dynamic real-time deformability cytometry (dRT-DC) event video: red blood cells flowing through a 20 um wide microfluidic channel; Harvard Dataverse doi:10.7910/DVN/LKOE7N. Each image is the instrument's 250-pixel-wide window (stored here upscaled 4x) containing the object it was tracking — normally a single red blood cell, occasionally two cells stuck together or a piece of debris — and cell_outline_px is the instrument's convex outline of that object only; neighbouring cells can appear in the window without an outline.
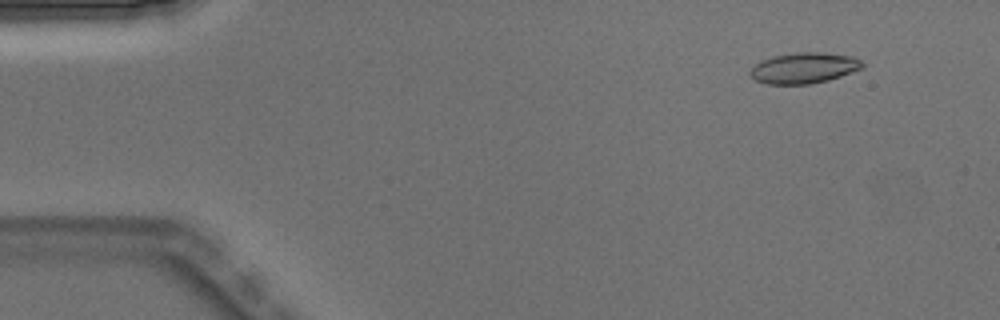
{"species": "Egyptian fruit bat (a non-hibernating species)", "species_latin": "Rousettus aegyptiacus", "temperature_condition": "warm", "stored_images_in_passage": 5, "camera_frame_rate_fps": 3000, "um_per_image_px": 0.085, "animal": {"sex": "male"}, "frame": {"image": 1, "passage_image": 2, "time_ms": 0.333, "image_size_px": [1000, 320], "cell_outline_px": [[864, 68], [828, 80], [812, 84], [768, 84], [756, 80], [748, 72], [760, 60], [772, 56], [796, 52], [820, 52], [852, 56], [860, 60], [864, 64]], "centroid_in_image_um": [68.34, 5.77], "position_along_channel_um": 16.7, "area_um2": 20.17}}
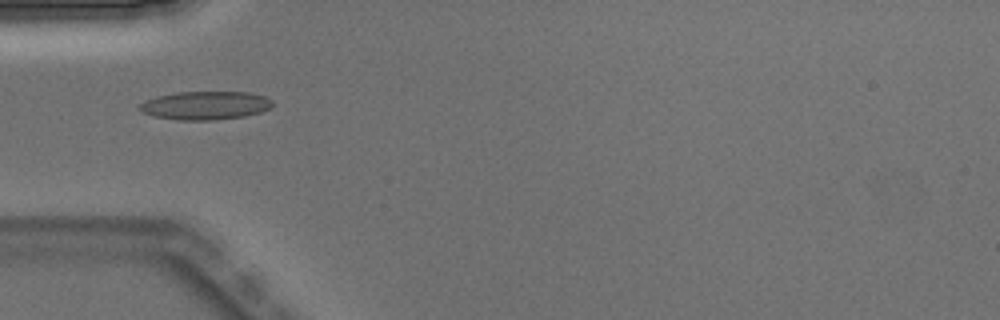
{"frame": {"image": 2, "passage_image": 5, "time_ms": 1.333, "image_size_px": [1000, 320], "cell_outline_px": [[272, 104], [268, 108], [260, 112], [244, 116], [212, 120], [176, 120], [152, 116], [140, 112], [136, 108], [144, 100], [156, 96], [180, 92], [248, 92], [264, 96], [272, 100]], "centroid_in_image_um": [17.37, 8.96], "position_along_channel_um": 67.6, "area_um2": 22.08}}